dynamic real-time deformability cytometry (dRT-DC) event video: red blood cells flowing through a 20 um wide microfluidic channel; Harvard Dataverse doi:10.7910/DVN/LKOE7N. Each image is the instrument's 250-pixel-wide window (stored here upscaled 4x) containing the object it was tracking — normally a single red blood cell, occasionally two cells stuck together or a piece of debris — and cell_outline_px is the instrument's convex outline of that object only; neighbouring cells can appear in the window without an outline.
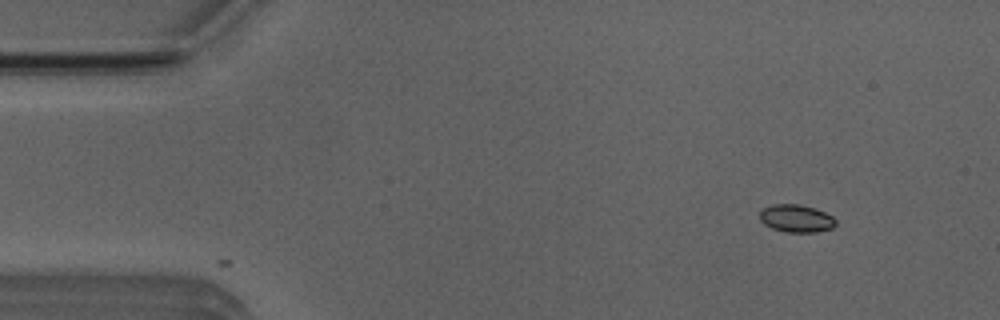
{"species": "Egyptian fruit bat (a non-hibernating species)", "species_latin": "Rousettus aegyptiacus", "temperature_condition": "room temperature", "stored_images_in_passage": 6, "camera_frame_rate_fps": 3000, "um_per_image_px": 0.085, "animal": {"sex": "male"}, "frame": {"image": 1, "passage_image": 2, "time_ms": 1.0, "image_size_px": [1000, 320], "cell_outline_px": [[836, 224], [832, 228], [816, 232], [784, 232], [772, 228], [764, 224], [760, 220], [760, 208], [772, 204], [796, 204], [816, 208], [832, 216], [836, 220]], "centroid_in_image_um": [67.66, 18.56], "position_along_channel_um": 17.3, "area_um2": 12.37}}
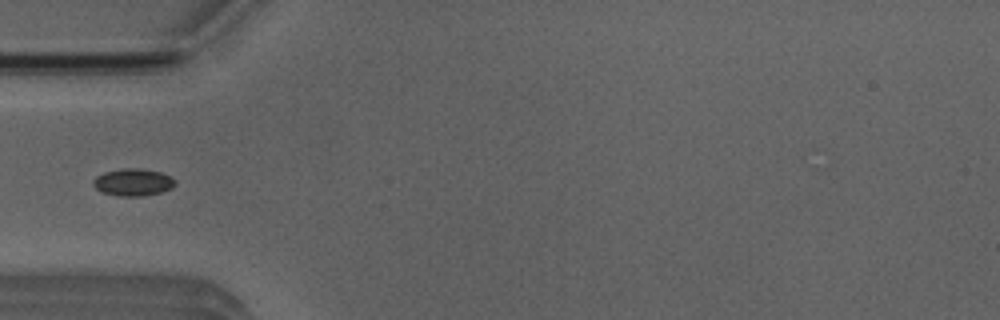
{"frame": {"image": 2, "passage_image": 5, "time_ms": 4.667, "image_size_px": [1000, 320], "cell_outline_px": [[176, 184], [172, 188], [160, 192], [144, 196], [120, 196], [104, 192], [96, 188], [92, 184], [92, 180], [96, 176], [104, 172], [124, 168], [136, 168], [160, 172], [176, 180]], "centroid_in_image_um": [11.31, 15.49], "position_along_channel_um": 73.7, "area_um2": 12.89}}